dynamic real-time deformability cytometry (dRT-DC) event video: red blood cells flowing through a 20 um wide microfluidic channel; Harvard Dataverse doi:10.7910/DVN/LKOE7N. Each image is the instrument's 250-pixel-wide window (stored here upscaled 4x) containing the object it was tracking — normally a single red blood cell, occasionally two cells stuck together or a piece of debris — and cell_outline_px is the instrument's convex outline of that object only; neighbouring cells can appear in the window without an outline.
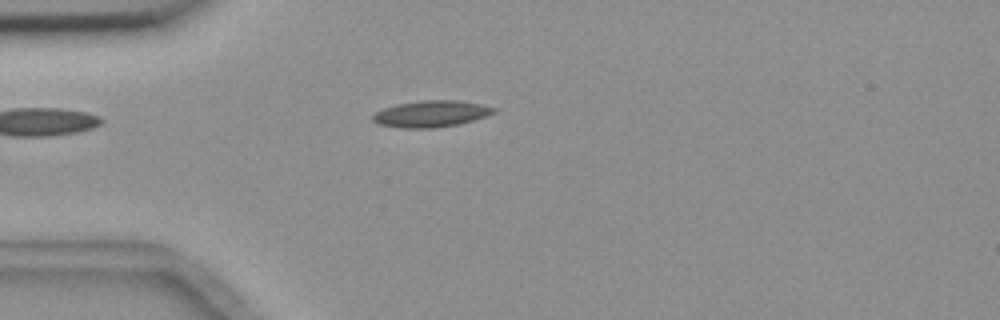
{"species": "common noctule bat (a hibernating species)", "species_latin": "Nyctalus noctula", "temperature_condition": "room temperature", "stored_images_in_passage": 6, "camera_frame_rate_fps": 3000, "um_per_image_px": 0.085, "animal": {"sex": "female", "body_mass_g": 18.4}, "frame": {"image": 1, "passage_image": 5, "time_ms": 4.667, "image_size_px": [1000, 320], "cell_outline_px": [[496, 112], [488, 116], [460, 124], [432, 128], [400, 128], [380, 124], [372, 120], [372, 116], [376, 112], [384, 108], [396, 104], [420, 100], [456, 100], [480, 104], [496, 108]], "centroid_in_image_um": [36.66, 9.67], "position_along_channel_um": 48.3, "area_um2": 18.73}}